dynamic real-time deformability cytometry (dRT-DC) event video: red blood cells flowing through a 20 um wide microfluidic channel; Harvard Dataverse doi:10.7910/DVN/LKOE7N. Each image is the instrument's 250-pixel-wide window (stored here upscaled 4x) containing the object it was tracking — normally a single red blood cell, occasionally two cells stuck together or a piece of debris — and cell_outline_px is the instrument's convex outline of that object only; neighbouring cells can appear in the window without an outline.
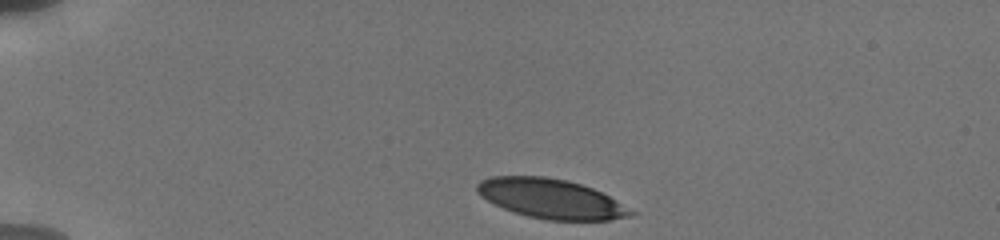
{"species": "human", "species_latin": "Homo sapiens", "temperature_condition": "cold", "stored_images_in_passage": 7, "camera_frame_rate_fps": 3000, "um_per_image_px": 0.085, "donor": {"sex": "male"}, "frame": {"image": 1, "passage_image": 1, "time_ms": 0.0, "image_size_px": [1000, 240], "cell_outline_px": [[636, 212], [632, 216], [612, 220], [548, 220], [528, 216], [504, 208], [480, 196], [476, 192], [476, 184], [480, 180], [492, 176], [544, 176], [568, 180], [592, 188], [616, 200]], "centroid_in_image_um": [46.83, 16.88], "position_along_channel_um": 38.2, "area_um2": 35.32}}
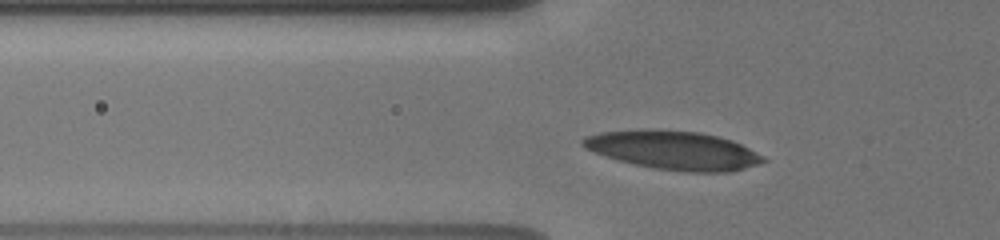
{"frame": {"image": 2, "passage_image": 5, "time_ms": 2.333, "image_size_px": [1000, 240], "cell_outline_px": [[768, 160], [744, 168], [728, 172], [684, 172], [656, 168], [636, 164], [604, 156], [584, 148], [580, 144], [580, 140], [584, 136], [600, 132], [660, 128], [700, 132], [732, 140], [764, 156]], "centroid_in_image_um": [57.21, 12.75], "position_along_channel_um": 68.6, "area_um2": 40.69}}
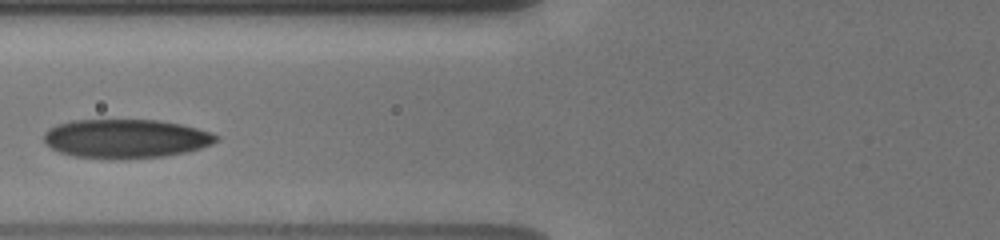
{"frame": {"image": 3, "passage_image": 7, "time_ms": 3.667, "image_size_px": [1000, 240], "cell_outline_px": [[220, 140], [212, 144], [188, 152], [164, 156], [72, 156], [60, 152], [52, 148], [44, 140], [44, 132], [48, 128], [56, 124], [72, 120], [160, 120], [180, 124], [196, 128], [220, 136]], "centroid_in_image_um": [10.71, 11.74], "position_along_channel_um": 115.1, "area_um2": 38.09}}